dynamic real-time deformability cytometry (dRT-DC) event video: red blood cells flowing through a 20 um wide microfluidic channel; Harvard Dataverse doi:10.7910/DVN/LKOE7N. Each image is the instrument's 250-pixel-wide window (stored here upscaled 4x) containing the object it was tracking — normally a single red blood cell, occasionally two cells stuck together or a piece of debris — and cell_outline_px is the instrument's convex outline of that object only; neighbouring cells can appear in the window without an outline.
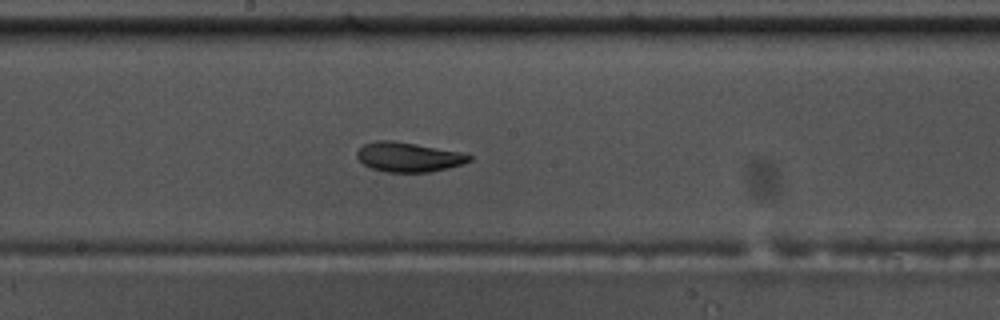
{"species": "common noctule bat (a hibernating species)", "species_latin": "Nyctalus noctula", "temperature_condition": "warm", "stored_images_in_passage": 38, "camera_frame_rate_fps": 3000, "um_per_image_px": 0.085, "animal": {"sex": "male", "body_mass_g": 17.5, "forearm_length_mm": 52.3}, "frame": {"image": 1, "passage_image": 22, "time_ms": 7.0, "image_size_px": [1000, 320], "cell_outline_px": [[472, 160], [448, 168], [432, 172], [384, 172], [372, 168], [364, 164], [356, 156], [356, 152], [364, 144], [376, 140], [392, 140], [416, 144], [460, 152], [472, 156]], "centroid_in_image_um": [34.7, 13.35], "position_along_channel_um": 213.5, "area_um2": 19.25}, "authors_computed_cell_mechanics": {"area_um2": 19.1896, "velocity_mm_per_s": 3.6766, "shape_relaxation_time_tau1_ms": 4.411, "shape_relaxation_time_tau2_ms": 3.3207, "deformation_change_tau1": 0.1613, "deformation_change_tau2": 0.0978}}